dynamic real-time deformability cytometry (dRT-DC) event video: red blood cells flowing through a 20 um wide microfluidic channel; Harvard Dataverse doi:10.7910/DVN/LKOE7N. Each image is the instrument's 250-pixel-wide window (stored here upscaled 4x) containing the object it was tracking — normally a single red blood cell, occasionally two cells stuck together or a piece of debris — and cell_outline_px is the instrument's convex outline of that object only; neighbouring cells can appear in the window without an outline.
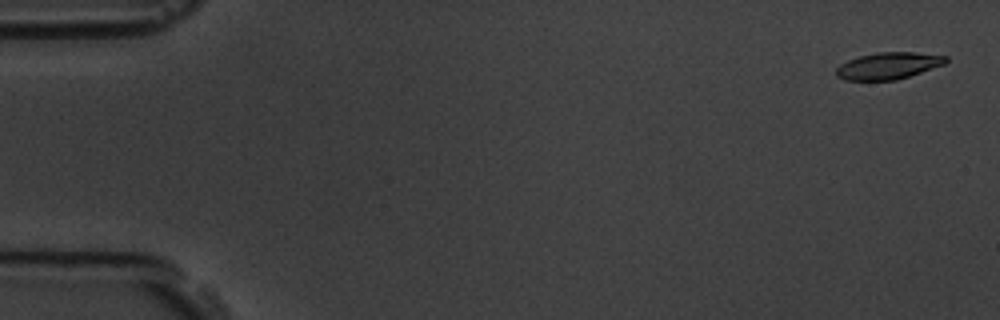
{"species": "common noctule bat (a hibernating species)", "species_latin": "Nyctalus noctula", "temperature_condition": "room temperature", "stored_images_in_passage": 58, "camera_frame_rate_fps": 3000, "um_per_image_px": 0.085, "animal": {"sex": "male", "body_mass_g": 19.5, "forearm_length_mm": 54.6}, "frame": {"image": 1, "passage_image": 2, "time_ms": 0.333, "image_size_px": [1000, 320], "cell_outline_px": [[948, 60], [944, 64], [896, 80], [844, 80], [836, 76], [836, 68], [840, 64], [848, 60], [860, 56], [876, 52], [912, 52], [948, 56]], "centroid_in_image_um": [75.48, 5.59], "position_along_channel_um": 9.5, "area_um2": 16.99}}
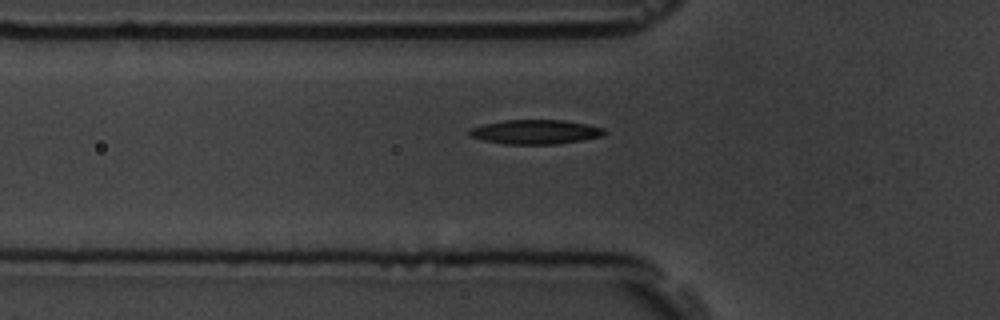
{"frame": {"image": 2, "passage_image": 20, "time_ms": 6.333, "image_size_px": [1000, 320], "cell_outline_px": [[608, 132], [604, 136], [556, 144], [504, 144], [484, 140], [468, 136], [468, 128], [484, 124], [504, 120], [564, 120], [604, 128]], "centroid_in_image_um": [45.49, 11.21], "position_along_channel_um": 80.3, "area_um2": 19.19}}
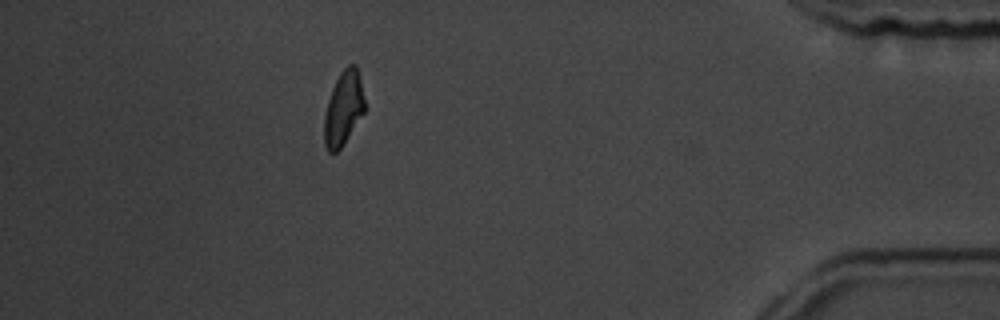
{"frame": {"image": 3, "passage_image": 52, "time_ms": 17.0, "image_size_px": [1000, 320], "cell_outline_px": [[364, 112], [340, 148], [336, 152], [328, 152], [324, 144], [324, 116], [328, 100], [332, 88], [340, 72], [348, 64], [356, 64], [360, 80], [364, 100]], "centroid_in_image_um": [29.17, 9.19], "position_along_channel_um": 406.0, "area_um2": 17.17}, "authors_computed_cell_mechanics": {"area_um2": 18.0914, "velocity_mm_per_s": 3.5152, "shape_relaxation_time_tau1_ms": 4.756, "shape_relaxation_time_tau2_ms": 6.5929, "deformation_change_tau1": 0.1494, "deformation_change_tau2": 0.1632}}